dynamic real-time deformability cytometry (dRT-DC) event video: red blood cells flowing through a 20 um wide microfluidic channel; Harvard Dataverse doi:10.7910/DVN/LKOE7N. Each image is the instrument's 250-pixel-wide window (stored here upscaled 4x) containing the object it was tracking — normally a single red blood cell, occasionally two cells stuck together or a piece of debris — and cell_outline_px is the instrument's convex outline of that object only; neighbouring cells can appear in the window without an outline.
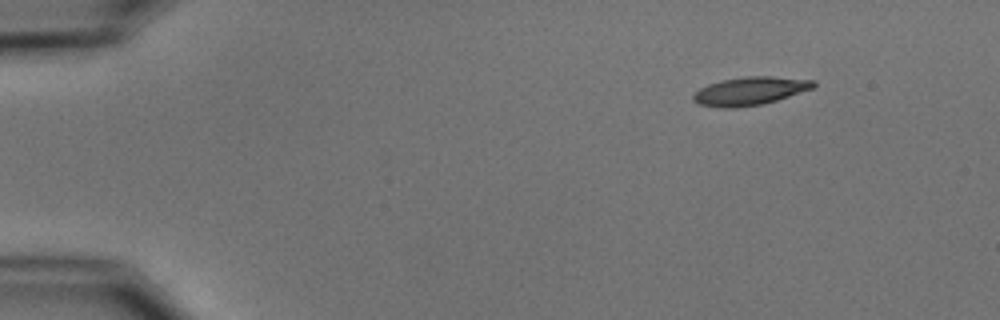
{"species": "common noctule bat (a hibernating species)", "species_latin": "Nyctalus noctula", "temperature_condition": "cold", "stored_images_in_passage": 4, "segment_of_instrument_passage": [1, 2], "camera_frame_rate_fps": 3000, "um_per_image_px": 0.085, "animal": {"sex": "male", "body_mass_g": 15.6}, "frame": {"image": 1, "passage_image": 1, "time_ms": 0.0, "image_size_px": [1000, 320], "cell_outline_px": [[816, 84], [812, 88], [776, 100], [760, 104], [736, 108], [720, 108], [700, 104], [692, 100], [692, 96], [700, 88], [708, 84], [720, 80], [748, 76], [768, 76], [816, 80]], "centroid_in_image_um": [63.71, 7.73], "position_along_channel_um": 21.3, "area_um2": 19.59}}